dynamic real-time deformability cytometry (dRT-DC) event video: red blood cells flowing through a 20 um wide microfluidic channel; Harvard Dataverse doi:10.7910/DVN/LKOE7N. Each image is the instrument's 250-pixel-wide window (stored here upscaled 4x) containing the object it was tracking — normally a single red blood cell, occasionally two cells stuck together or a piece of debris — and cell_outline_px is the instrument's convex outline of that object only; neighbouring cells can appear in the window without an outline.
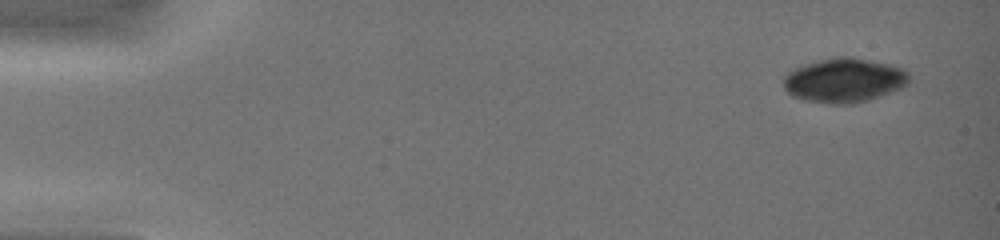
{"species": "common noctule bat (a hibernating species)", "species_latin": "Nyctalus noctula", "temperature_condition": "warm", "stored_images_in_passage": 11, "segment_of_instrument_passage": [1, 2], "camera_frame_rate_fps": 3000, "um_per_image_px": 0.085, "animal": {"sex": "female", "body_mass_g": 19.0, "forearm_length_mm": 51.5}, "frame": {"image": 1, "passage_image": 1, "time_ms": 0.0, "image_size_px": [1000, 240], "cell_outline_px": [[908, 84], [904, 88], [868, 100], [852, 104], [832, 104], [804, 100], [792, 96], [784, 88], [784, 76], [792, 68], [804, 64], [836, 56], [852, 56], [892, 64], [904, 68], [908, 72]], "centroid_in_image_um": [71.78, 6.81], "position_along_channel_um": 13.2, "area_um2": 32.89}}
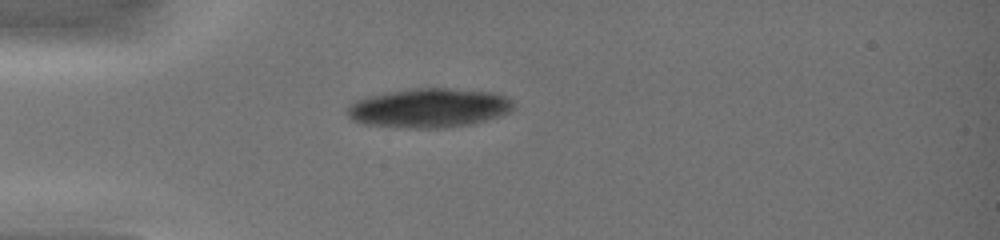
{"frame": {"image": 2, "passage_image": 4, "time_ms": 3.667, "image_size_px": [1000, 240], "cell_outline_px": [[516, 108], [512, 112], [500, 116], [472, 124], [444, 128], [396, 128], [364, 124], [352, 120], [348, 116], [348, 104], [364, 96], [384, 92], [412, 88], [448, 88], [496, 92], [508, 96], [512, 100]], "centroid_in_image_um": [36.49, 9.17], "position_along_channel_um": 48.5, "area_um2": 38.9}}